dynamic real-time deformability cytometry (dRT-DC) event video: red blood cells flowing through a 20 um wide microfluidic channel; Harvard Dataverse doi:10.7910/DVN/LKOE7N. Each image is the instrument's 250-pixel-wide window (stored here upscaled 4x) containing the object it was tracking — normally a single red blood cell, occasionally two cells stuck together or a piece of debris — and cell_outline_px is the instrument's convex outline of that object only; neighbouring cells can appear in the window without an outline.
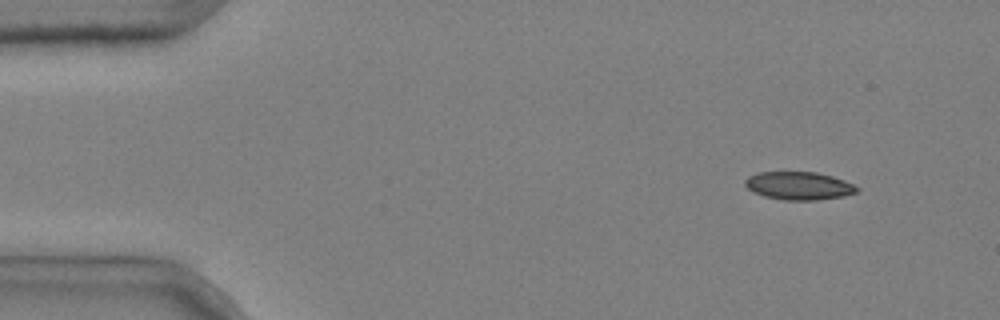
{"species": "common noctule bat (a hibernating species)", "species_latin": "Nyctalus noctula", "temperature_condition": "cold", "stored_images_in_passage": 4, "camera_frame_rate_fps": 3000, "um_per_image_px": 0.085, "animal": {"sex": "male", "body_mass_g": 20.4}, "frame": {"image": 1, "passage_image": 1, "time_ms": 0.0, "image_size_px": [1000, 320], "cell_outline_px": [[860, 192], [844, 196], [816, 200], [784, 200], [764, 196], [752, 192], [744, 184], [744, 180], [748, 176], [760, 172], [816, 172], [832, 176], [844, 180], [860, 188]], "centroid_in_image_um": [67.91, 15.79], "position_along_channel_um": 17.1, "area_um2": 18.38}}
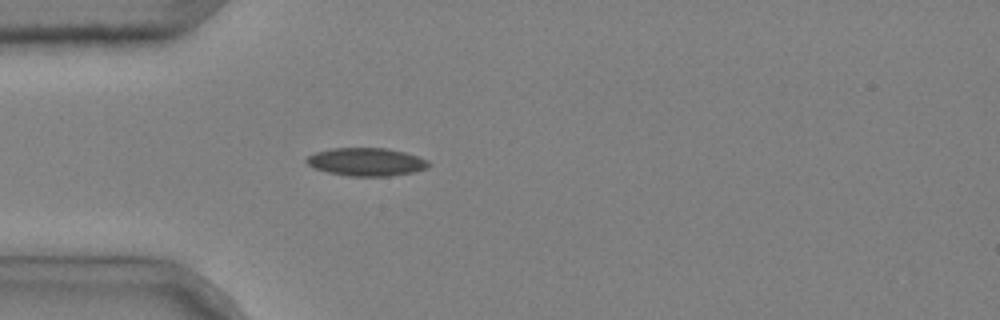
{"frame": {"image": 2, "passage_image": 4, "time_ms": 1.0, "image_size_px": [1000, 320], "cell_outline_px": [[432, 164], [428, 168], [416, 172], [388, 176], [348, 176], [328, 172], [316, 168], [308, 164], [304, 160], [308, 156], [316, 152], [332, 148], [384, 148], [404, 152], [428, 160]], "centroid_in_image_um": [31.17, 13.76], "position_along_channel_um": 53.8, "area_um2": 19.94}}